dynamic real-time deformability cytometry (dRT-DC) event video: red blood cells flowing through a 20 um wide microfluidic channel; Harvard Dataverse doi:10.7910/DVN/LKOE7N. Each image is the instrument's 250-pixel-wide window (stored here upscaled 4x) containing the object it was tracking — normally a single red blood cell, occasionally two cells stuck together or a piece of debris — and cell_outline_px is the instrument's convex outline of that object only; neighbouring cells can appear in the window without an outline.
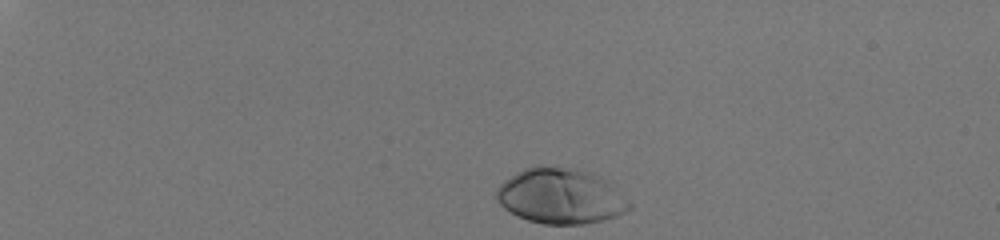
{"species": "human", "species_latin": "Homo sapiens", "temperature_condition": "room temperature", "stored_images_in_passage": 37, "camera_frame_rate_fps": 3000, "um_per_image_px": 0.085, "donor": {"sex": "male"}, "frame": {"image": 1, "passage_image": 1, "time_ms": 0.0, "image_size_px": [1000, 240], "cell_outline_px": [[632, 208], [616, 216], [604, 220], [584, 224], [544, 224], [528, 220], [504, 208], [496, 200], [496, 188], [504, 180], [516, 172], [524, 168], [536, 164], [576, 168], [592, 172], [608, 180], [632, 204]], "centroid_in_image_um": [47.66, 16.64], "position_along_channel_um": 37.3, "area_um2": 43.41}}
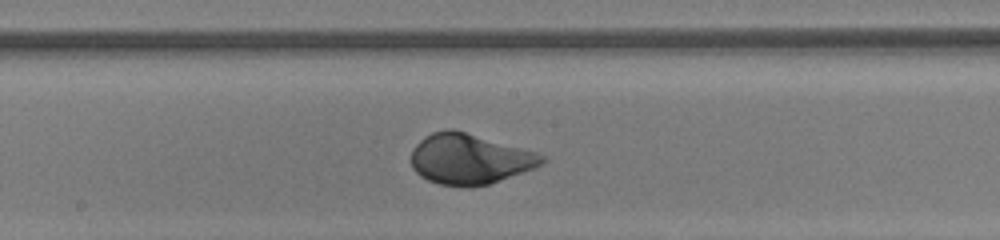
{"frame": {"image": 2, "passage_image": 22, "time_ms": 7.0, "image_size_px": [1000, 240], "cell_outline_px": [[548, 160], [544, 164], [536, 168], [488, 184], [440, 184], [428, 180], [420, 176], [412, 168], [412, 148], [424, 136], [432, 132], [444, 128], [452, 128], [536, 152], [544, 156]], "centroid_in_image_um": [39.92, 13.47], "position_along_channel_um": 208.3, "area_um2": 37.97}}
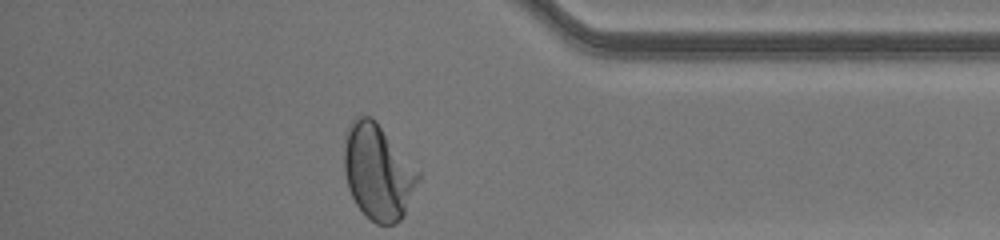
{"frame": {"image": 3, "passage_image": 37, "time_ms": 12.0, "image_size_px": [1000, 240], "cell_outline_px": [[420, 176], [404, 216], [396, 224], [376, 224], [356, 204], [348, 188], [344, 172], [344, 132], [352, 120], [360, 116], [372, 116], [376, 120], [420, 172]], "centroid_in_image_um": [32.11, 14.59], "position_along_channel_um": 403.1, "area_um2": 41.21}, "authors_computed_cell_mechanics": {"area_um2": 38.6104, "velocity_mm_per_s": 4.0886, "shape_relaxation_time_tau1_ms": 2.468, "shape_relaxation_time_tau2_ms": null, "deformation_change_tau1": 0.1651, "deformation_change_tau2": null}}